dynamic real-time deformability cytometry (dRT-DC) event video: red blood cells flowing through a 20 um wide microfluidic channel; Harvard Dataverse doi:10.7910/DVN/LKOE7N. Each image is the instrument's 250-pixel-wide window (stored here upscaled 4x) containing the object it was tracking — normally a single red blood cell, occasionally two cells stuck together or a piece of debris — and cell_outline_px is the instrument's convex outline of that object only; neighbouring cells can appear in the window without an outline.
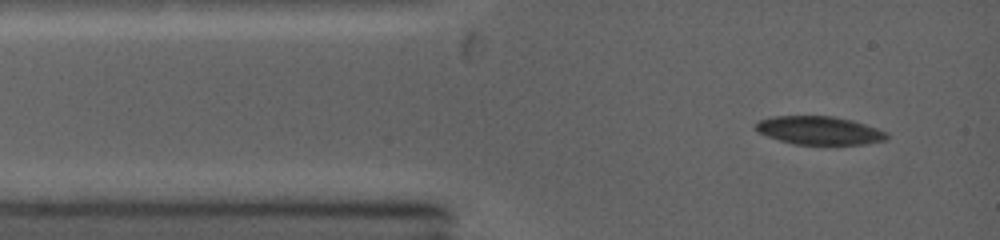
{"species": "common noctule bat (a hibernating species)", "species_latin": "Nyctalus noctula", "temperature_condition": "warm", "stored_images_in_passage": 4, "camera_frame_rate_fps": 5000, "um_per_image_px": 0.085, "animal": {"sex": "female", "body_mass_g": 19.0, "forearm_length_mm": 53.3}, "frame": {"image": 1, "passage_image": 1, "time_ms": 0.0, "image_size_px": [1000, 240], "cell_outline_px": [[888, 140], [864, 144], [792, 144], [756, 132], [756, 124], [760, 120], [772, 116], [832, 116], [852, 120], [888, 132]], "centroid_in_image_um": [69.65, 11.09], "position_along_channel_um": 15.3, "area_um2": 21.56}}